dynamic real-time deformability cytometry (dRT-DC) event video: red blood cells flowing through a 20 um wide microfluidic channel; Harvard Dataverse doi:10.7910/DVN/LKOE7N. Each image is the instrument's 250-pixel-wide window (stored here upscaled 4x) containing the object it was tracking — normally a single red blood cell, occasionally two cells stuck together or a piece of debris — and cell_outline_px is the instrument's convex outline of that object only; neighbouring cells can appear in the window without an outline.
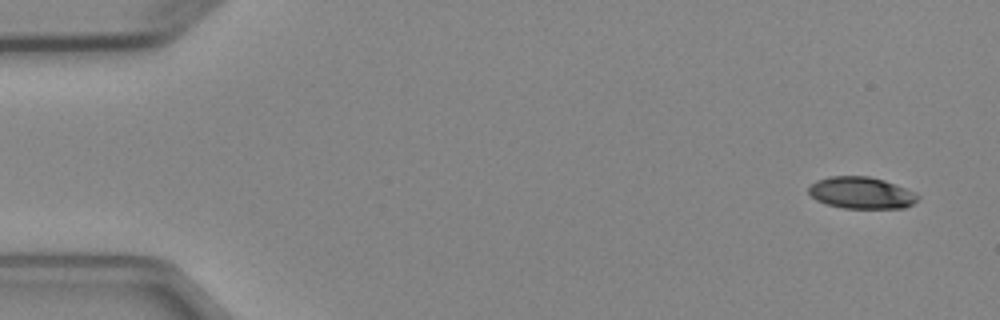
{"species": "Egyptian fruit bat (a non-hibernating species)", "species_latin": "Rousettus aegyptiacus", "temperature_condition": "cold", "stored_images_in_passage": 4, "camera_frame_rate_fps": 3000, "um_per_image_px": 0.085, "animal": {"sex": "female"}, "frame": {"image": 1, "passage_image": 1, "time_ms": 0.0, "image_size_px": [1000, 320], "cell_outline_px": [[920, 196], [912, 204], [904, 208], [844, 208], [828, 204], [816, 200], [808, 192], [808, 188], [816, 180], [828, 176], [868, 176], [884, 180], [896, 184], [916, 192]], "centroid_in_image_um": [73.22, 16.38], "position_along_channel_um": 11.8, "area_um2": 20.23}}
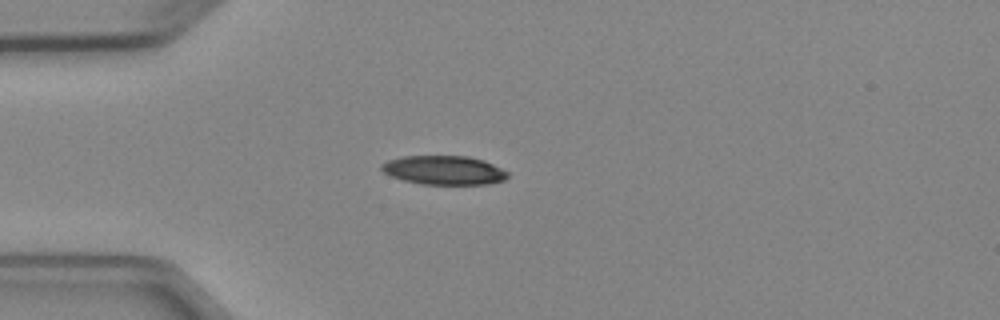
{"frame": {"image": 2, "passage_image": 4, "time_ms": 3.667, "image_size_px": [1000, 320], "cell_outline_px": [[508, 176], [504, 180], [484, 184], [420, 184], [404, 180], [392, 176], [384, 172], [380, 168], [380, 164], [388, 160], [404, 156], [468, 156], [484, 160], [508, 172]], "centroid_in_image_um": [37.72, 14.46], "position_along_channel_um": 47.3, "area_um2": 21.15}}